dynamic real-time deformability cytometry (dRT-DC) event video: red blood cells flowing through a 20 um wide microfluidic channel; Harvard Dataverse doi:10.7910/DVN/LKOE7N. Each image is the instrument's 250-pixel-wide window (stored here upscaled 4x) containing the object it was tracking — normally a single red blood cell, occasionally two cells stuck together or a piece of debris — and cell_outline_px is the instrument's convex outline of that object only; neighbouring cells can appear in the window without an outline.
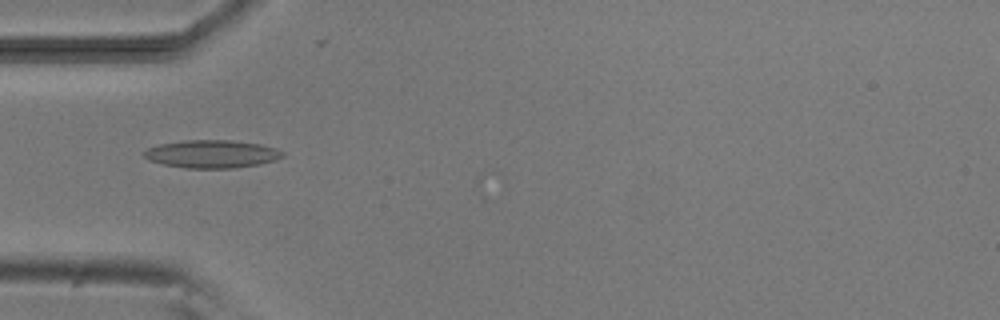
{"species": "common noctule bat (a hibernating species)", "species_latin": "Nyctalus noctula", "temperature_condition": "room temperature", "stored_images_in_passage": 7, "camera_frame_rate_fps": 3000, "um_per_image_px": 0.085, "animal": {"sex": "male", "body_mass_g": 20.5, "forearm_length_mm": 52.5}, "frame": {"image": 1, "passage_image": 5, "time_ms": 4.667, "image_size_px": [1000, 320], "cell_outline_px": [[284, 156], [276, 160], [260, 164], [232, 168], [184, 168], [164, 164], [148, 160], [144, 156], [144, 152], [148, 148], [160, 144], [184, 140], [232, 140], [260, 144], [276, 148], [284, 152]], "centroid_in_image_um": [18.03, 13.09], "position_along_channel_um": 67.0, "area_um2": 22.54}}
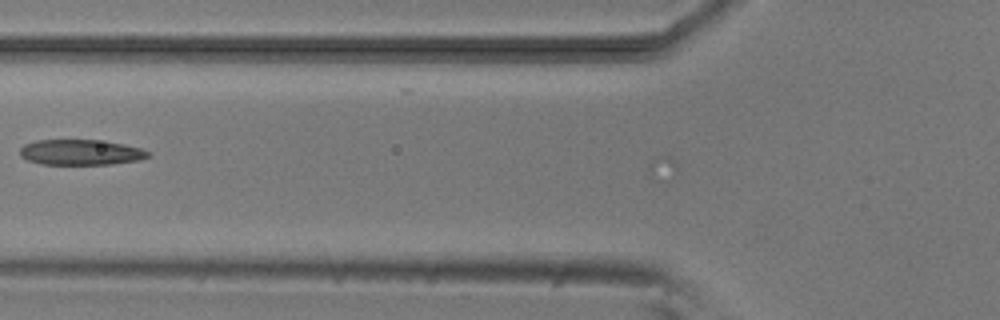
{"frame": {"image": 2, "passage_image": 6, "time_ms": 6.0, "image_size_px": [1000, 320], "cell_outline_px": [[152, 156], [136, 160], [112, 164], [44, 164], [28, 160], [20, 156], [20, 148], [24, 144], [36, 140], [96, 140], [124, 144], [140, 148], [152, 152]], "centroid_in_image_um": [6.88, 12.94], "position_along_channel_um": 118.9, "area_um2": 18.96}}